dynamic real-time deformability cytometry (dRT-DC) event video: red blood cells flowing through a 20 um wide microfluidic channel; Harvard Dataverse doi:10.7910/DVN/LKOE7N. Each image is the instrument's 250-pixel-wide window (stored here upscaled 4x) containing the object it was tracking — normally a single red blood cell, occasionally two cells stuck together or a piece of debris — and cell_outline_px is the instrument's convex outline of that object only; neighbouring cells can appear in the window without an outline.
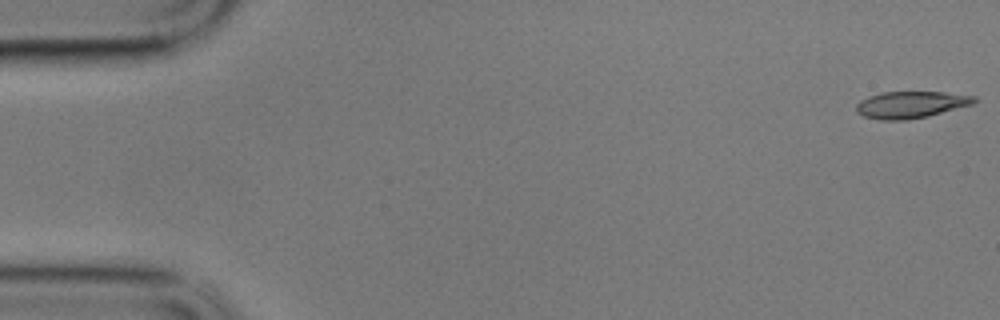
{"species": "common noctule bat (a hibernating species)", "species_latin": "Nyctalus noctula", "temperature_condition": "cold", "stored_images_in_passage": 58, "camera_frame_rate_fps": 3000, "um_per_image_px": 0.085, "animal": {"sex": "male", "body_mass_g": 17.9}, "frame": {"image": 1, "passage_image": 1, "time_ms": 0.0, "image_size_px": [1000, 320], "cell_outline_px": [[980, 100], [972, 104], [928, 116], [908, 120], [880, 120], [864, 116], [856, 112], [856, 104], [860, 100], [868, 96], [884, 92], [944, 92], [976, 96]], "centroid_in_image_um": [77.43, 8.89], "position_along_channel_um": 7.6, "area_um2": 18.5}}
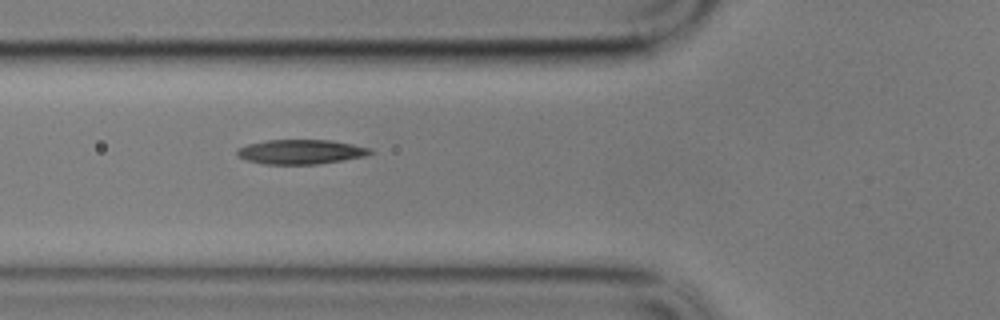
{"frame": {"image": 2, "passage_image": 21, "time_ms": 6.667, "image_size_px": [1000, 320], "cell_outline_px": [[376, 152], [364, 156], [316, 164], [264, 164], [248, 160], [236, 156], [236, 152], [240, 148], [248, 144], [268, 140], [332, 140], [372, 148]], "centroid_in_image_um": [25.59, 12.9], "position_along_channel_um": 100.2, "area_um2": 18.9}}
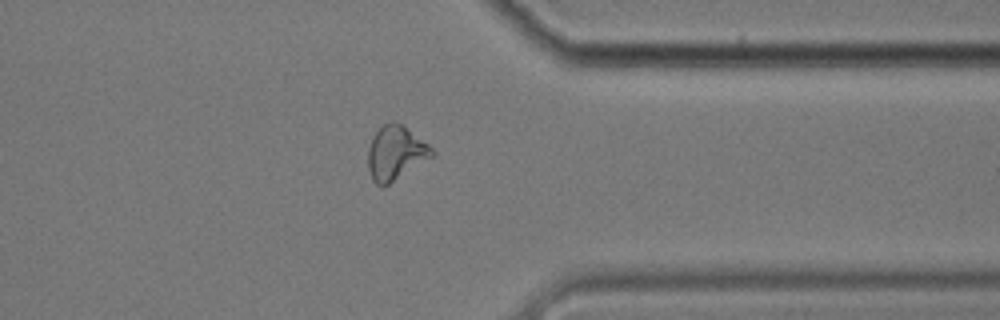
{"frame": {"image": 3, "passage_image": 46, "time_ms": 15.0, "image_size_px": [1000, 320], "cell_outline_px": [[436, 156], [388, 184], [376, 184], [372, 180], [368, 168], [368, 148], [372, 136], [384, 124], [392, 120], [396, 120], [428, 144], [436, 152]], "centroid_in_image_um": [33.65, 12.99], "position_along_channel_um": 377.7, "area_um2": 20.23}, "authors_computed_cell_mechanics": {"area_um2": 18.7561, "velocity_mm_per_s": 3.4056, "shape_relaxation_time_tau1_ms": 8.0988, "shape_relaxation_time_tau2_ms": 2.8836, "deformation_change_tau1": 0.2102, "deformation_change_tau2": 0.1051}}